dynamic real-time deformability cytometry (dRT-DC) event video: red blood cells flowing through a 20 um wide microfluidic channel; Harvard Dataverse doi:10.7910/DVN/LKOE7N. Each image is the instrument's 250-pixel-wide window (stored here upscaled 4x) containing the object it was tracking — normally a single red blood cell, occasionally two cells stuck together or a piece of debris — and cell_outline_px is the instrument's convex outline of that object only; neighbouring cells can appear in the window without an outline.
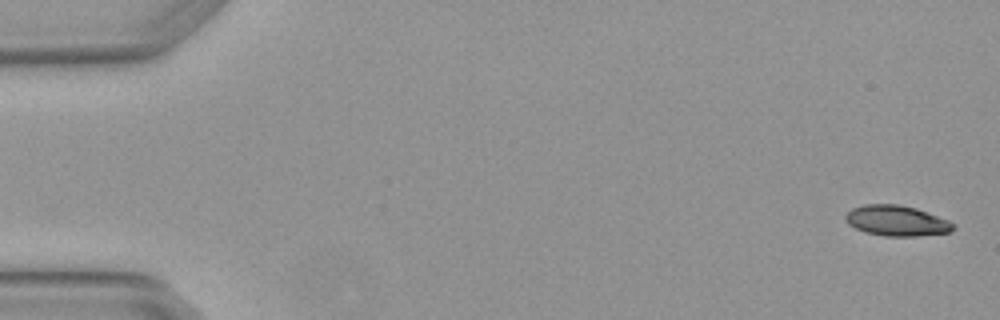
{"species": "Egyptian fruit bat (a non-hibernating species)", "species_latin": "Rousettus aegyptiacus", "temperature_condition": "warm", "stored_images_in_passage": 4, "camera_frame_rate_fps": 3000, "um_per_image_px": 0.085, "animal": {"sex": "female"}, "frame": {"image": 1, "passage_image": 1, "time_ms": 0.0, "image_size_px": [1000, 320], "cell_outline_px": [[956, 228], [948, 232], [916, 236], [884, 236], [868, 232], [856, 228], [848, 224], [844, 216], [852, 208], [864, 204], [900, 204], [916, 208], [948, 220], [956, 224]], "centroid_in_image_um": [76.22, 18.75], "position_along_channel_um": 8.8, "area_um2": 19.07}}
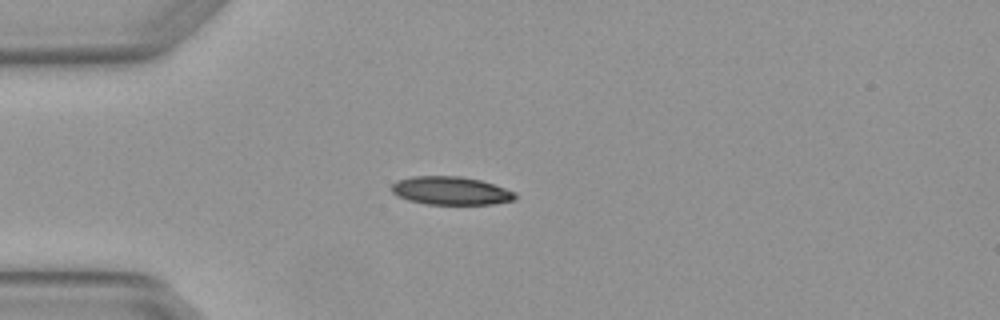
{"frame": {"image": 2, "passage_image": 4, "time_ms": 1.0, "image_size_px": [1000, 320], "cell_outline_px": [[516, 200], [492, 204], [424, 204], [408, 200], [396, 196], [392, 192], [392, 184], [396, 180], [412, 176], [460, 176], [480, 180], [516, 192]], "centroid_in_image_um": [38.29, 16.21], "position_along_channel_um": 46.7, "area_um2": 20.4}}